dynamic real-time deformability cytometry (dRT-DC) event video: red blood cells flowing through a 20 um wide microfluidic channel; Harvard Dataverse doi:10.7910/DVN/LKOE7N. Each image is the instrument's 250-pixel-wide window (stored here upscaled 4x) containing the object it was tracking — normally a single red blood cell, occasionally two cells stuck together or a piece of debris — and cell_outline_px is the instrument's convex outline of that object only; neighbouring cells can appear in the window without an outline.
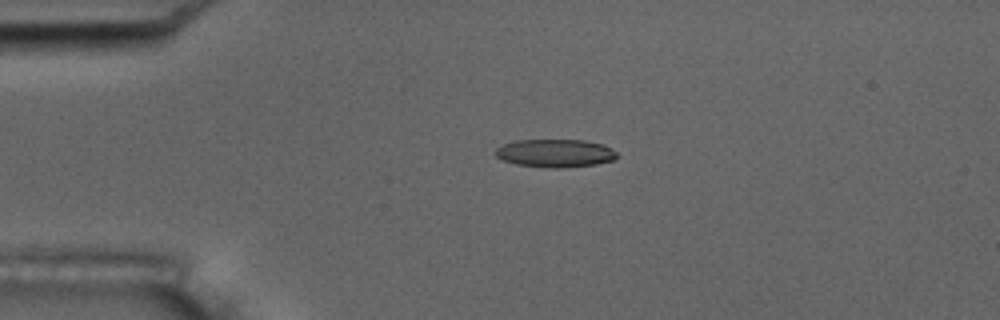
{"species": "common noctule bat (a hibernating species)", "species_latin": "Nyctalus noctula", "temperature_condition": "room temperature", "stored_images_in_passage": 4, "camera_frame_rate_fps": 3000, "um_per_image_px": 0.085, "animal": {"sex": "male", "body_mass_g": 17.5, "forearm_length_mm": 52.3}, "frame": {"image": 1, "passage_image": 3, "time_ms": 2.333, "image_size_px": [1000, 320], "cell_outline_px": [[620, 156], [612, 160], [596, 164], [564, 168], [548, 168], [516, 164], [504, 160], [496, 156], [496, 148], [504, 144], [516, 140], [584, 140], [604, 144], [616, 152]], "centroid_in_image_um": [47.22, 13.02], "position_along_channel_um": 37.8, "area_um2": 19.88}}
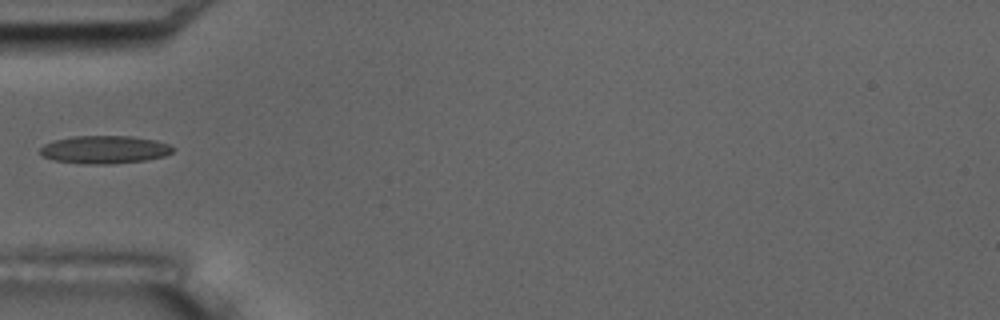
{"frame": {"image": 2, "passage_image": 4, "time_ms": 4.333, "image_size_px": [1000, 320], "cell_outline_px": [[176, 148], [172, 152], [164, 156], [144, 160], [112, 164], [84, 164], [56, 160], [40, 156], [40, 148], [44, 144], [56, 140], [72, 136], [132, 136], [156, 140], [168, 144]], "centroid_in_image_um": [8.89, 12.71], "position_along_channel_um": 76.1, "area_um2": 21.62}}